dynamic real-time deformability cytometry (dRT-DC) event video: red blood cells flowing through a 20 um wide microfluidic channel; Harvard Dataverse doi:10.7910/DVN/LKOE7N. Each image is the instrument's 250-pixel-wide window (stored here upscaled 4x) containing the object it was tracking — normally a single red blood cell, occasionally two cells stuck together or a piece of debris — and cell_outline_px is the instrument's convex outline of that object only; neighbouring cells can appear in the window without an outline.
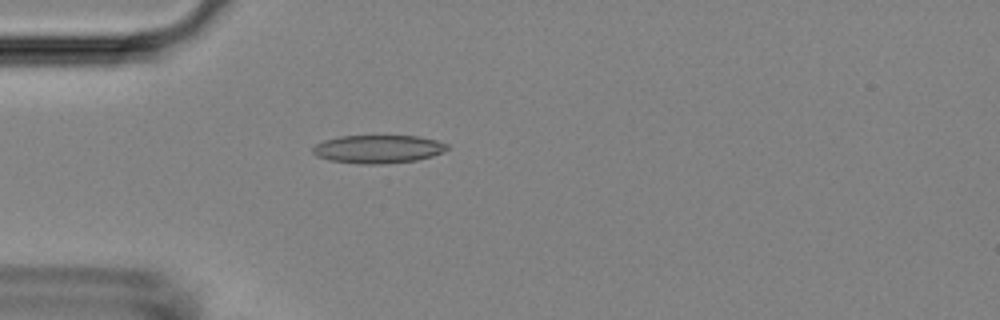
{"species": "Egyptian fruit bat (a non-hibernating species)", "species_latin": "Rousettus aegyptiacus", "temperature_condition": "room temperature", "stored_images_in_passage": 53, "camera_frame_rate_fps": 3000, "um_per_image_px": 0.085, "animal": {"sex": "female"}, "frame": {"image": 1, "passage_image": 15, "time_ms": 4.667, "image_size_px": [1000, 320], "cell_outline_px": [[448, 148], [444, 152], [432, 156], [416, 160], [380, 164], [360, 164], [328, 160], [316, 156], [312, 152], [312, 148], [316, 144], [324, 140], [340, 136], [420, 136], [436, 140], [448, 144]], "centroid_in_image_um": [32.13, 12.67], "position_along_channel_um": 52.9, "area_um2": 22.14}}
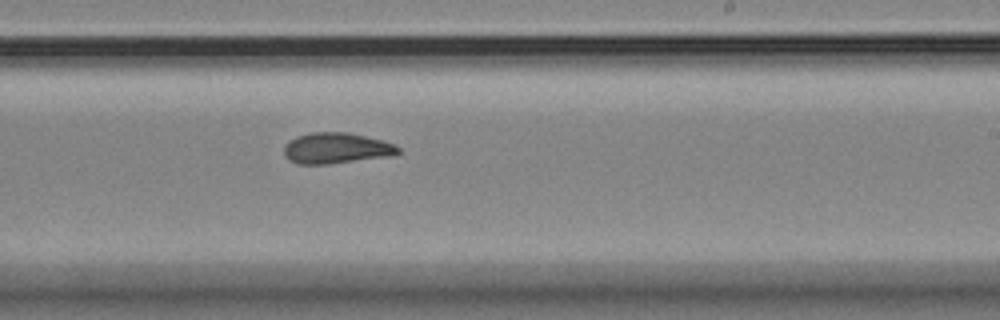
{"frame": {"image": 2, "passage_image": 32, "time_ms": 10.333, "image_size_px": [1000, 320], "cell_outline_px": [[400, 152], [396, 156], [328, 164], [296, 164], [288, 160], [284, 156], [284, 144], [288, 140], [296, 136], [312, 132], [348, 132], [384, 140], [396, 144], [400, 148]], "centroid_in_image_um": [28.61, 12.6], "position_along_channel_um": 260.4, "area_um2": 21.1}}
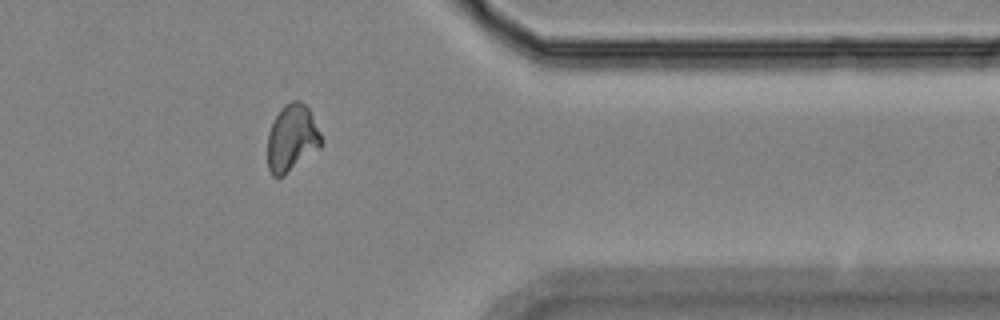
{"frame": {"image": 3, "passage_image": 43, "time_ms": 14.0, "image_size_px": [1000, 320], "cell_outline_px": [[320, 148], [284, 176], [272, 176], [268, 168], [268, 132], [272, 120], [280, 108], [284, 104], [292, 100], [300, 100], [308, 108], [320, 132]], "centroid_in_image_um": [24.78, 11.73], "position_along_channel_um": 386.6, "area_um2": 20.98}, "authors_computed_cell_mechanics": {"area_um2": 20.6924, "velocity_mm_per_s": 3.8048, "shape_relaxation_time_tau1_ms": null, "shape_relaxation_time_tau2_ms": 2.735, "deformation_change_tau1": null, "deformation_change_tau2": 0.1031}}